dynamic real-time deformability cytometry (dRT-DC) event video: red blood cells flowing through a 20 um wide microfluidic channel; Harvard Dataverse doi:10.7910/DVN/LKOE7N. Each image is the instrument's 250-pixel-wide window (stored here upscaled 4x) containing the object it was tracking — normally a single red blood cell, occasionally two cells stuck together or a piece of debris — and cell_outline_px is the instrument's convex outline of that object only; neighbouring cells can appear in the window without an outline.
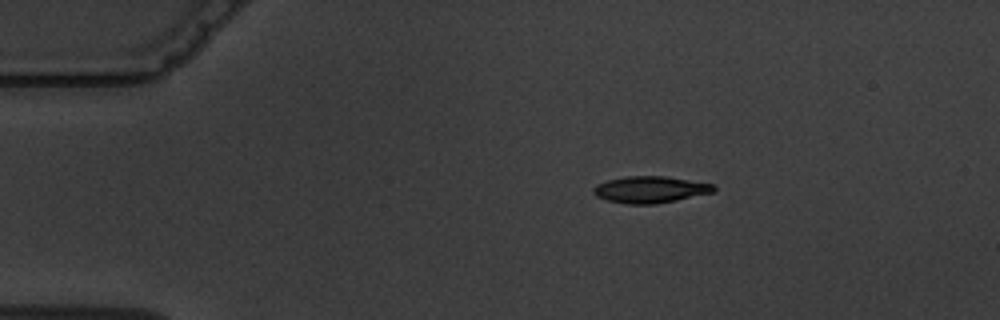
{"species": "common noctule bat (a hibernating species)", "species_latin": "Nyctalus noctula", "temperature_condition": "warm", "stored_images_in_passage": 5, "camera_frame_rate_fps": 3000, "um_per_image_px": 0.085, "animal": {"sex": "male", "body_mass_g": 19.5, "forearm_length_mm": 54.6}, "frame": {"image": 1, "passage_image": 2, "time_ms": 1.333, "image_size_px": [1000, 320], "cell_outline_px": [[716, 188], [712, 192], [676, 200], [656, 204], [628, 204], [608, 200], [596, 196], [592, 192], [592, 188], [596, 184], [608, 180], [628, 176], [664, 176], [712, 184]], "centroid_in_image_um": [55.21, 16.11], "position_along_channel_um": 29.8, "area_um2": 18.44}}